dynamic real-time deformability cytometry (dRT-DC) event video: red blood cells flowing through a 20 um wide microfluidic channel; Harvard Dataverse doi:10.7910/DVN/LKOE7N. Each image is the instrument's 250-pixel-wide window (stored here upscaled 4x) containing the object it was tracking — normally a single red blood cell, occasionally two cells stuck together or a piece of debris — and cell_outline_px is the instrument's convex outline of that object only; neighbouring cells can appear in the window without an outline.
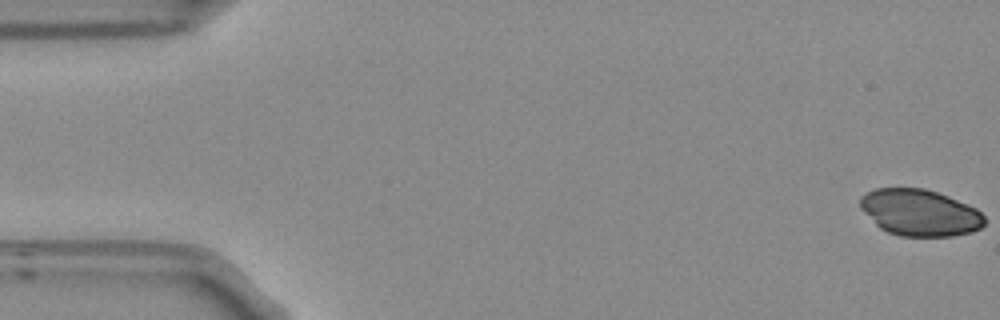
{"species": "Egyptian fruit bat (a non-hibernating species)", "species_latin": "Rousettus aegyptiacus", "temperature_condition": "room temperature", "stored_images_in_passage": 52, "camera_frame_rate_fps": 3000, "um_per_image_px": 0.085, "frame": {"image": 1, "passage_image": 1, "time_ms": 0.0, "image_size_px": [1000, 320], "cell_outline_px": [[984, 224], [980, 228], [972, 232], [952, 236], [900, 236], [888, 232], [880, 228], [860, 208], [860, 196], [876, 188], [924, 188], [948, 196], [976, 208], [984, 216]], "centroid_in_image_um": [78.18, 18.07], "position_along_channel_um": 6.8, "area_um2": 33.58}}
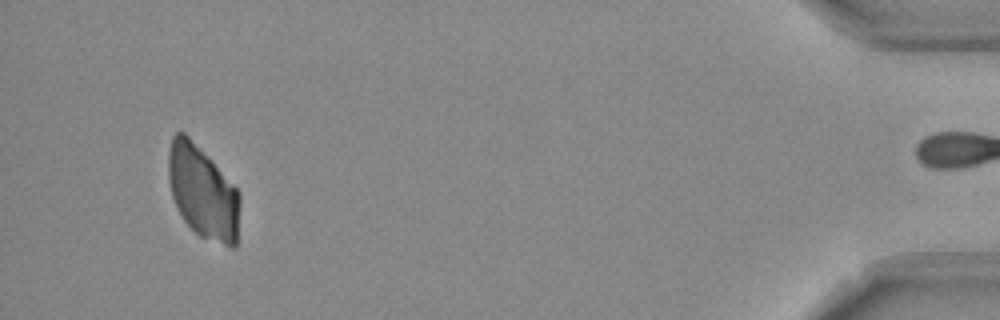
{"frame": {"image": 2, "passage_image": 51, "time_ms": 16.667, "image_size_px": [1000, 320], "cell_outline_px": [[240, 204], [236, 248], [232, 248], [200, 236], [184, 220], [172, 196], [168, 180], [168, 152], [172, 136], [176, 132], [184, 132], [188, 136], [240, 192]], "centroid_in_image_um": [17.24, 16.35], "position_along_channel_um": 418.0, "area_um2": 38.32}}